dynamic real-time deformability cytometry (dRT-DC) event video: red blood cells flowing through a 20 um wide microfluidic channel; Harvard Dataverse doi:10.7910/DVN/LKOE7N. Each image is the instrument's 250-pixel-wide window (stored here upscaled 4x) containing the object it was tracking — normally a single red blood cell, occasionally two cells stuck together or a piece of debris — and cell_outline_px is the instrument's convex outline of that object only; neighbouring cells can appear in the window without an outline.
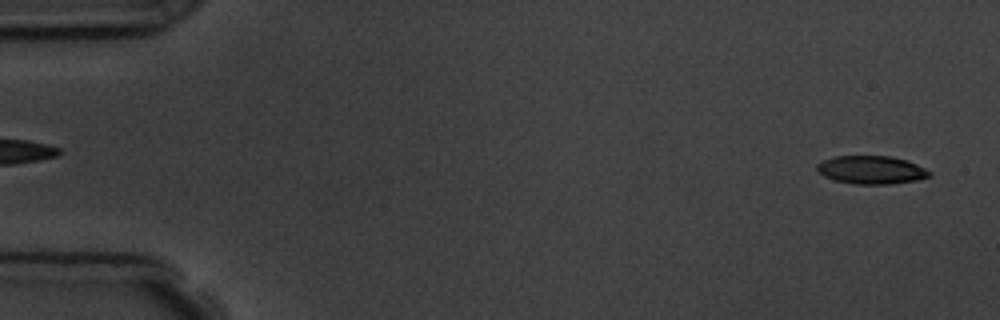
{"species": "common noctule bat (a hibernating species)", "species_latin": "Nyctalus noctula", "temperature_condition": "room temperature", "stored_images_in_passage": 5, "segment_of_instrument_passage": [2, 2], "camera_frame_rate_fps": 3000, "um_per_image_px": 0.085, "animal": {"sex": "male", "body_mass_g": 19.5, "forearm_length_mm": 54.6}, "frame": {"image": 1, "passage_image": 5, "time_ms": 5.333, "image_size_px": [1000, 320], "cell_outline_px": [[932, 176], [920, 180], [892, 184], [856, 184], [836, 180], [824, 176], [816, 168], [816, 164], [824, 160], [836, 156], [892, 156], [908, 160], [932, 172]], "centroid_in_image_um": [74.13, 14.44], "position_along_channel_um": 10.9, "area_um2": 18.55}}